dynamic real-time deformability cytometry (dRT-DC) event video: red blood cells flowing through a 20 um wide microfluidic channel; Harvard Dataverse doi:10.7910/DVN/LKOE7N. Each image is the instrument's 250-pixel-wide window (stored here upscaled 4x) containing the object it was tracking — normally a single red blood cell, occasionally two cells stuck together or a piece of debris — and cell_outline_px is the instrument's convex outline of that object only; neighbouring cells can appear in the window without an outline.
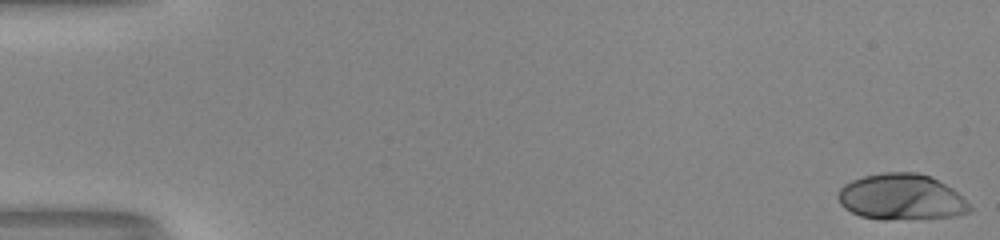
{"species": "human", "species_latin": "Homo sapiens", "temperature_condition": "room temperature", "stored_images_in_passage": 53, "camera_frame_rate_fps": 3000, "um_per_image_px": 0.085, "donor": {"sex": "male"}, "frame": {"image": 1, "passage_image": 1, "time_ms": 0.0, "image_size_px": [1000, 240], "cell_outline_px": [[972, 212], [956, 216], [884, 220], [860, 216], [844, 208], [840, 204], [840, 188], [844, 184], [852, 180], [864, 176], [884, 172], [916, 172], [932, 176], [952, 188], [972, 208]], "centroid_in_image_um": [76.63, 16.74], "position_along_channel_um": 8.4, "area_um2": 35.14}}
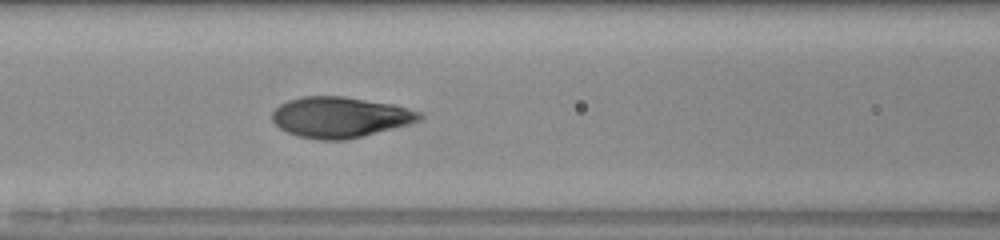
{"frame": {"image": 2, "passage_image": 24, "time_ms": 7.667, "image_size_px": [1000, 240], "cell_outline_px": [[424, 120], [412, 124], [344, 140], [320, 140], [296, 136], [280, 128], [272, 120], [272, 112], [280, 104], [288, 100], [304, 96], [340, 96], [392, 104], [420, 112], [424, 116]], "centroid_in_image_um": [28.92, 9.97], "position_along_channel_um": 137.7, "area_um2": 34.91}}
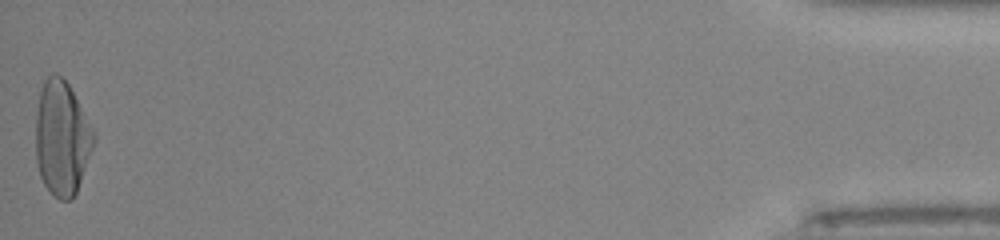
{"frame": {"image": 3, "passage_image": 53, "time_ms": 17.333, "image_size_px": [1000, 240], "cell_outline_px": [[96, 140], [76, 192], [72, 200], [60, 200], [44, 184], [40, 176], [36, 164], [36, 112], [40, 92], [44, 80], [52, 72], [56, 72], [68, 84], [96, 132]], "centroid_in_image_um": [5.27, 11.73], "position_along_channel_um": 429.9, "area_um2": 38.78}, "authors_computed_cell_mechanics": {"area_um2": 34.9112, "velocity_mm_per_s": 4.0123, "shape_relaxation_time_tau1_ms": 4.3644, "shape_relaxation_time_tau2_ms": null, "deformation_change_tau1": 0.246, "deformation_change_tau2": null}}